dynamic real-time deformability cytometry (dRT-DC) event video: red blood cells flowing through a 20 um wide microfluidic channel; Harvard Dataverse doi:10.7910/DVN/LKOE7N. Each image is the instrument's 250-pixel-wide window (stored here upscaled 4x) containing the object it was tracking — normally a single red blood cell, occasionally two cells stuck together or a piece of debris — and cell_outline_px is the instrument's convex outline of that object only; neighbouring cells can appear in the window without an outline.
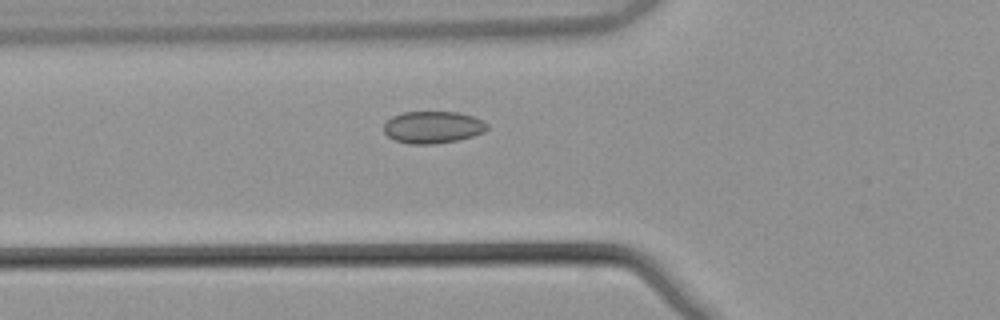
{"species": "common noctule bat (a hibernating species)", "species_latin": "Nyctalus noctula", "temperature_condition": "warm", "stored_images_in_passage": 40, "camera_frame_rate_fps": 3000, "um_per_image_px": 0.085, "animal": {"sex": "male", "body_mass_g": 21.5, "forearm_length_mm": 52.0}, "frame": {"image": 1, "passage_image": 10, "time_ms": 3.0, "image_size_px": [1000, 320], "cell_outline_px": [[488, 128], [484, 132], [472, 136], [456, 140], [432, 144], [408, 144], [396, 140], [388, 136], [384, 132], [384, 124], [392, 116], [404, 112], [460, 112], [472, 116], [488, 124]], "centroid_in_image_um": [36.78, 10.81], "position_along_channel_um": 89.0, "area_um2": 19.19}}
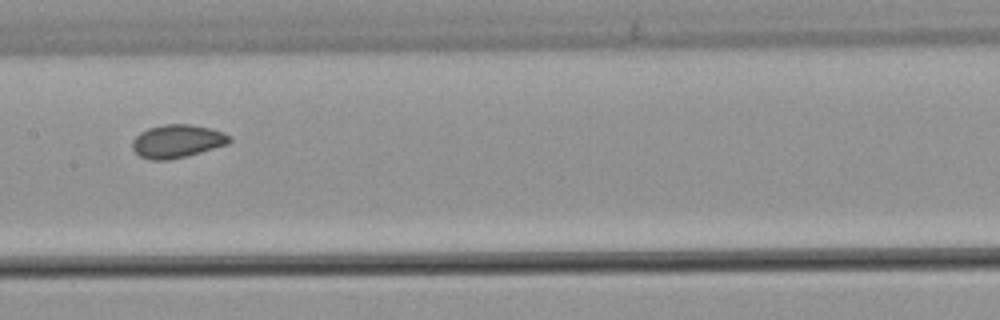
{"frame": {"image": 2, "passage_image": 18, "time_ms": 5.667, "image_size_px": [1000, 320], "cell_outline_px": [[232, 140], [228, 144], [200, 152], [168, 160], [152, 160], [140, 156], [132, 148], [132, 140], [140, 132], [148, 128], [164, 124], [192, 124], [224, 132], [232, 136]], "centroid_in_image_um": [15.07, 11.99], "position_along_channel_um": 192.3, "area_um2": 18.73}}
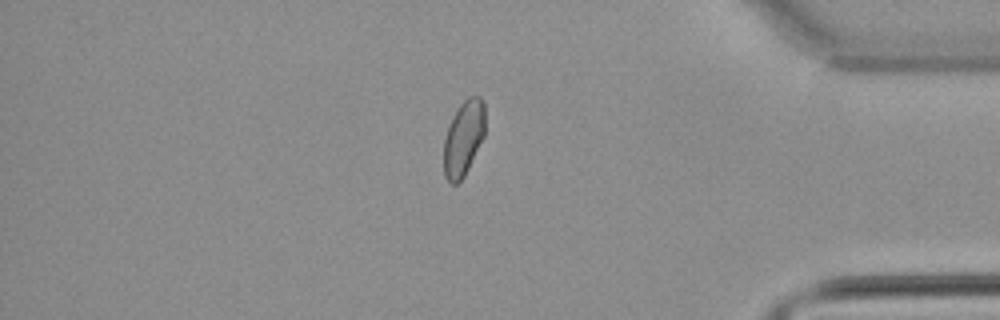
{"frame": {"image": 3, "passage_image": 36, "time_ms": 11.667, "image_size_px": [1000, 320], "cell_outline_px": [[484, 136], [464, 176], [456, 184], [452, 184], [444, 176], [444, 140], [452, 116], [460, 104], [468, 96], [480, 96], [484, 104]], "centroid_in_image_um": [39.39, 11.73], "position_along_channel_um": 395.8, "area_um2": 17.92}}